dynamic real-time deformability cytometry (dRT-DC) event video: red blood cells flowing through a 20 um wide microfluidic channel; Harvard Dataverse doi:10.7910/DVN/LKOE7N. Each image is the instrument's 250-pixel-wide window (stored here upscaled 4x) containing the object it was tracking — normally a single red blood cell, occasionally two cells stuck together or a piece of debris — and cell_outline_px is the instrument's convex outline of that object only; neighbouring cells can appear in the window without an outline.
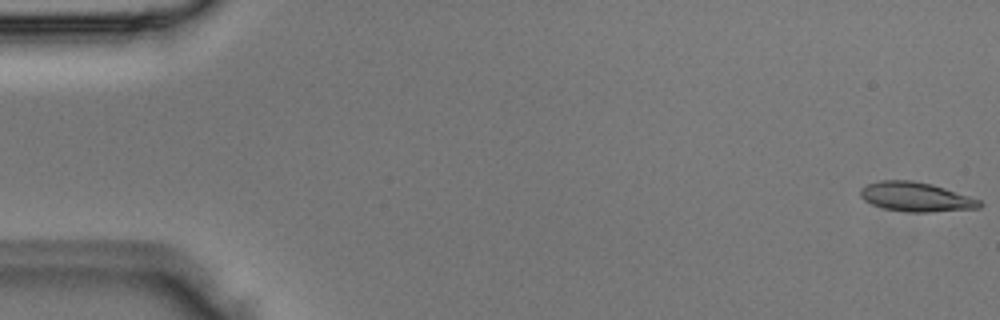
{"species": "Egyptian fruit bat (a non-hibernating species)", "species_latin": "Rousettus aegyptiacus", "temperature_condition": "room temperature", "stored_images_in_passage": 5, "segment_of_instrument_passage": [1, 2], "camera_frame_rate_fps": 3000, "um_per_image_px": 0.085, "animal": {"sex": "male"}, "frame": {"image": 1, "passage_image": 1, "time_ms": 0.0, "image_size_px": [1000, 320], "cell_outline_px": [[984, 204], [980, 208], [928, 212], [908, 212], [884, 208], [872, 204], [864, 200], [860, 196], [860, 188], [868, 184], [880, 180], [912, 180], [932, 184], [980, 200]], "centroid_in_image_um": [77.84, 16.73], "position_along_channel_um": 7.2, "area_um2": 20.29}}
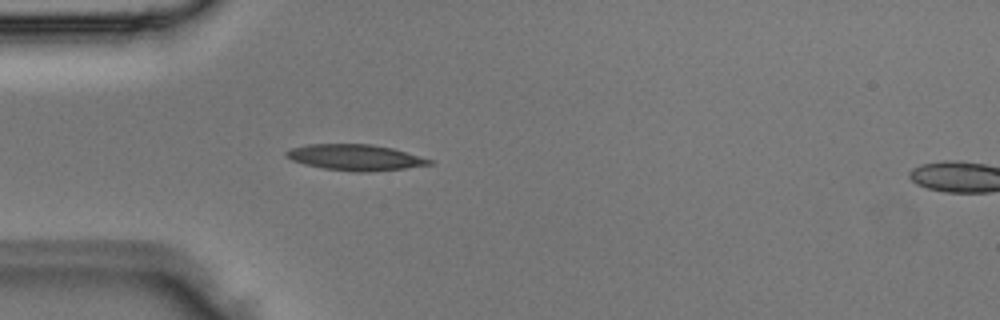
{"frame": {"image": 2, "passage_image": 4, "time_ms": 1.0, "image_size_px": [1000, 320], "cell_outline_px": [[432, 164], [404, 168], [368, 172], [356, 172], [324, 168], [304, 164], [292, 160], [284, 156], [284, 152], [292, 148], [308, 144], [372, 144], [392, 148], [432, 160]], "centroid_in_image_um": [30.15, 13.38], "position_along_channel_um": 54.8, "area_um2": 21.44}}